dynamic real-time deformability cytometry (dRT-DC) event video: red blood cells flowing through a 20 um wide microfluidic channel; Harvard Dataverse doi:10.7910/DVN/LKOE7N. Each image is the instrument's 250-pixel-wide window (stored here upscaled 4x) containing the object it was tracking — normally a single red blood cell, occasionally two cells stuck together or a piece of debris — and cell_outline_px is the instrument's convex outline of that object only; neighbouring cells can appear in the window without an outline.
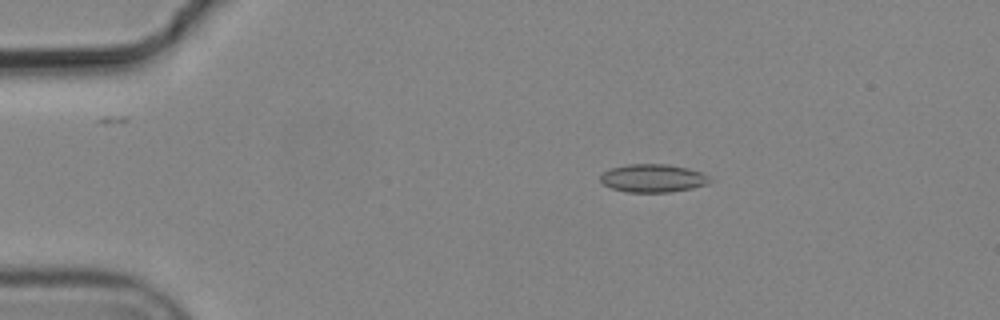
{"species": "common noctule bat (a hibernating species)", "species_latin": "Nyctalus noctula", "temperature_condition": "cold", "stored_images_in_passage": 9, "camera_frame_rate_fps": 3000, "um_per_image_px": 0.085, "animal": {"sex": "male", "body_mass_g": 19.2, "forearm_length_mm": 51.8}, "frame": {"image": 1, "passage_image": 3, "time_ms": 0.667, "image_size_px": [1000, 320], "cell_outline_px": [[712, 180], [708, 184], [692, 188], [668, 192], [628, 192], [612, 188], [604, 184], [600, 180], [600, 176], [604, 172], [612, 168], [628, 164], [668, 164], [688, 168], [700, 172], [708, 176]], "centroid_in_image_um": [55.52, 15.14], "position_along_channel_um": 29.5, "area_um2": 17.8}}
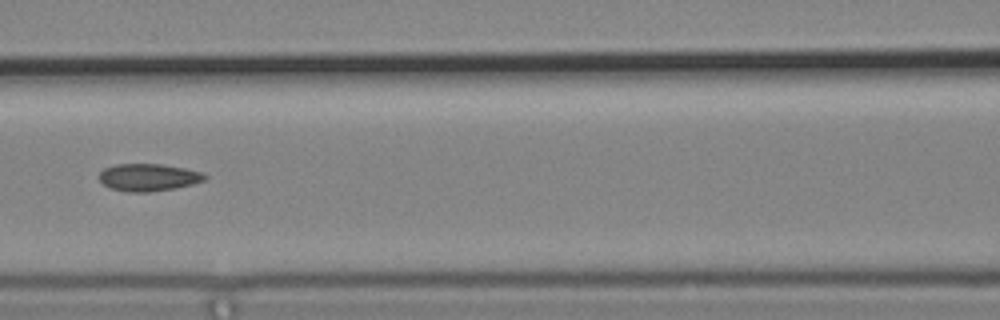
{"frame": {"image": 2, "passage_image": 7, "time_ms": 2.0, "image_size_px": [1000, 320], "cell_outline_px": [[208, 176], [204, 180], [192, 184], [176, 188], [148, 192], [128, 192], [108, 188], [100, 180], [100, 172], [104, 168], [116, 164], [160, 164], [184, 168], [200, 172]], "centroid_in_image_um": [12.59, 15.08], "position_along_channel_um": 154.0, "area_um2": 16.76}}
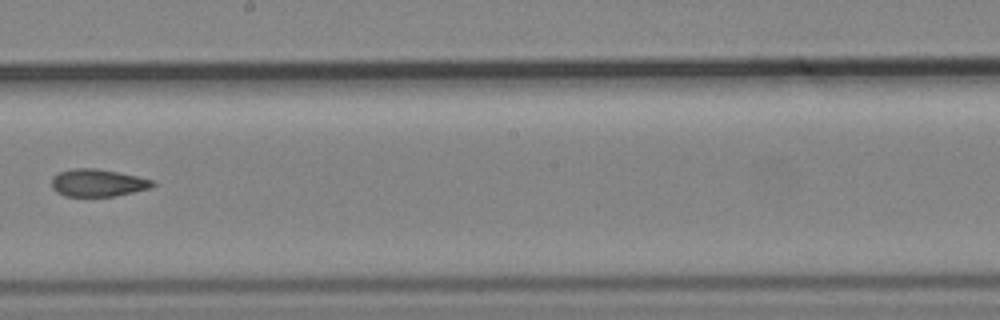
{"frame": {"image": 3, "passage_image": 9, "time_ms": 2.667, "image_size_px": [1000, 320], "cell_outline_px": [[156, 184], [152, 188], [116, 196], [64, 196], [56, 192], [52, 188], [52, 176], [60, 172], [72, 168], [96, 168], [136, 176], [152, 180]], "centroid_in_image_um": [8.3, 15.55], "position_along_channel_um": 239.9, "area_um2": 16.18}}